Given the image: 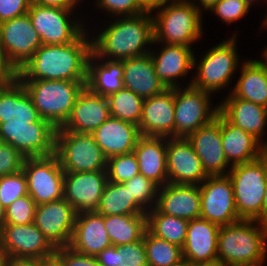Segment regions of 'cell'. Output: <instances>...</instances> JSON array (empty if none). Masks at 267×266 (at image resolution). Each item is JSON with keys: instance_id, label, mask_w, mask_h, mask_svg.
I'll list each match as a JSON object with an SVG mask.
<instances>
[{"instance_id": "obj_49", "label": "cell", "mask_w": 267, "mask_h": 266, "mask_svg": "<svg viewBox=\"0 0 267 266\" xmlns=\"http://www.w3.org/2000/svg\"><path fill=\"white\" fill-rule=\"evenodd\" d=\"M97 261L100 266H117L123 265L121 245H111L102 250L97 256Z\"/></svg>"}, {"instance_id": "obj_28", "label": "cell", "mask_w": 267, "mask_h": 266, "mask_svg": "<svg viewBox=\"0 0 267 266\" xmlns=\"http://www.w3.org/2000/svg\"><path fill=\"white\" fill-rule=\"evenodd\" d=\"M92 135L107 158L132 153L141 136L137 125L112 116Z\"/></svg>"}, {"instance_id": "obj_64", "label": "cell", "mask_w": 267, "mask_h": 266, "mask_svg": "<svg viewBox=\"0 0 267 266\" xmlns=\"http://www.w3.org/2000/svg\"><path fill=\"white\" fill-rule=\"evenodd\" d=\"M176 266H190V264L187 263L186 261H183V262H181L180 264H178Z\"/></svg>"}, {"instance_id": "obj_30", "label": "cell", "mask_w": 267, "mask_h": 266, "mask_svg": "<svg viewBox=\"0 0 267 266\" xmlns=\"http://www.w3.org/2000/svg\"><path fill=\"white\" fill-rule=\"evenodd\" d=\"M167 138L141 135L133 150L139 172L160 187L168 183Z\"/></svg>"}, {"instance_id": "obj_59", "label": "cell", "mask_w": 267, "mask_h": 266, "mask_svg": "<svg viewBox=\"0 0 267 266\" xmlns=\"http://www.w3.org/2000/svg\"><path fill=\"white\" fill-rule=\"evenodd\" d=\"M149 9L159 4V0H141Z\"/></svg>"}, {"instance_id": "obj_13", "label": "cell", "mask_w": 267, "mask_h": 266, "mask_svg": "<svg viewBox=\"0 0 267 266\" xmlns=\"http://www.w3.org/2000/svg\"><path fill=\"white\" fill-rule=\"evenodd\" d=\"M200 218L218 226L240 221L236 210L232 181L228 175L208 176L200 185Z\"/></svg>"}, {"instance_id": "obj_3", "label": "cell", "mask_w": 267, "mask_h": 266, "mask_svg": "<svg viewBox=\"0 0 267 266\" xmlns=\"http://www.w3.org/2000/svg\"><path fill=\"white\" fill-rule=\"evenodd\" d=\"M153 16V44L191 47L203 34L202 13L188 0H167L150 8Z\"/></svg>"}, {"instance_id": "obj_11", "label": "cell", "mask_w": 267, "mask_h": 266, "mask_svg": "<svg viewBox=\"0 0 267 266\" xmlns=\"http://www.w3.org/2000/svg\"><path fill=\"white\" fill-rule=\"evenodd\" d=\"M22 170L28 194L37 205L64 198V171L55 154L25 158Z\"/></svg>"}, {"instance_id": "obj_14", "label": "cell", "mask_w": 267, "mask_h": 266, "mask_svg": "<svg viewBox=\"0 0 267 266\" xmlns=\"http://www.w3.org/2000/svg\"><path fill=\"white\" fill-rule=\"evenodd\" d=\"M0 44L17 72L42 45L28 14L0 23Z\"/></svg>"}, {"instance_id": "obj_66", "label": "cell", "mask_w": 267, "mask_h": 266, "mask_svg": "<svg viewBox=\"0 0 267 266\" xmlns=\"http://www.w3.org/2000/svg\"><path fill=\"white\" fill-rule=\"evenodd\" d=\"M38 0H29L31 4L36 3Z\"/></svg>"}, {"instance_id": "obj_58", "label": "cell", "mask_w": 267, "mask_h": 266, "mask_svg": "<svg viewBox=\"0 0 267 266\" xmlns=\"http://www.w3.org/2000/svg\"><path fill=\"white\" fill-rule=\"evenodd\" d=\"M265 262H266L265 260H261V261L254 262V263L237 264V265H232V266H263Z\"/></svg>"}, {"instance_id": "obj_67", "label": "cell", "mask_w": 267, "mask_h": 266, "mask_svg": "<svg viewBox=\"0 0 267 266\" xmlns=\"http://www.w3.org/2000/svg\"><path fill=\"white\" fill-rule=\"evenodd\" d=\"M4 144V142L0 139V147Z\"/></svg>"}, {"instance_id": "obj_55", "label": "cell", "mask_w": 267, "mask_h": 266, "mask_svg": "<svg viewBox=\"0 0 267 266\" xmlns=\"http://www.w3.org/2000/svg\"><path fill=\"white\" fill-rule=\"evenodd\" d=\"M261 224H264L267 226V183L265 188V195L263 199V206L261 211Z\"/></svg>"}, {"instance_id": "obj_24", "label": "cell", "mask_w": 267, "mask_h": 266, "mask_svg": "<svg viewBox=\"0 0 267 266\" xmlns=\"http://www.w3.org/2000/svg\"><path fill=\"white\" fill-rule=\"evenodd\" d=\"M155 208L169 216L193 220L201 215L199 185L167 183L159 188Z\"/></svg>"}, {"instance_id": "obj_25", "label": "cell", "mask_w": 267, "mask_h": 266, "mask_svg": "<svg viewBox=\"0 0 267 266\" xmlns=\"http://www.w3.org/2000/svg\"><path fill=\"white\" fill-rule=\"evenodd\" d=\"M219 104V113L229 122L256 137L265 147L267 140H262L267 125V108L250 101L235 97L231 92Z\"/></svg>"}, {"instance_id": "obj_63", "label": "cell", "mask_w": 267, "mask_h": 266, "mask_svg": "<svg viewBox=\"0 0 267 266\" xmlns=\"http://www.w3.org/2000/svg\"><path fill=\"white\" fill-rule=\"evenodd\" d=\"M261 25H262L261 28H262V27H265V28L267 29V15H266V17L264 18V20H263V22H262Z\"/></svg>"}, {"instance_id": "obj_23", "label": "cell", "mask_w": 267, "mask_h": 266, "mask_svg": "<svg viewBox=\"0 0 267 266\" xmlns=\"http://www.w3.org/2000/svg\"><path fill=\"white\" fill-rule=\"evenodd\" d=\"M160 46L163 47L160 52L153 51L152 47L149 52L158 78L167 88L181 86L177 79L185 78L194 69L195 54L192 47L165 43Z\"/></svg>"}, {"instance_id": "obj_4", "label": "cell", "mask_w": 267, "mask_h": 266, "mask_svg": "<svg viewBox=\"0 0 267 266\" xmlns=\"http://www.w3.org/2000/svg\"><path fill=\"white\" fill-rule=\"evenodd\" d=\"M267 226L256 220L241 219L220 226L217 261L223 266L267 261Z\"/></svg>"}, {"instance_id": "obj_21", "label": "cell", "mask_w": 267, "mask_h": 266, "mask_svg": "<svg viewBox=\"0 0 267 266\" xmlns=\"http://www.w3.org/2000/svg\"><path fill=\"white\" fill-rule=\"evenodd\" d=\"M110 116L107 97L95 94L85 86L76 98L70 117L60 128L92 134Z\"/></svg>"}, {"instance_id": "obj_15", "label": "cell", "mask_w": 267, "mask_h": 266, "mask_svg": "<svg viewBox=\"0 0 267 266\" xmlns=\"http://www.w3.org/2000/svg\"><path fill=\"white\" fill-rule=\"evenodd\" d=\"M55 250L34 223L4 224L0 230V253L7 258L39 259Z\"/></svg>"}, {"instance_id": "obj_36", "label": "cell", "mask_w": 267, "mask_h": 266, "mask_svg": "<svg viewBox=\"0 0 267 266\" xmlns=\"http://www.w3.org/2000/svg\"><path fill=\"white\" fill-rule=\"evenodd\" d=\"M146 216L147 230L152 235L183 248L189 220L160 213L155 207Z\"/></svg>"}, {"instance_id": "obj_1", "label": "cell", "mask_w": 267, "mask_h": 266, "mask_svg": "<svg viewBox=\"0 0 267 266\" xmlns=\"http://www.w3.org/2000/svg\"><path fill=\"white\" fill-rule=\"evenodd\" d=\"M85 30L74 42L42 44L17 72L18 80L87 81V63L92 53V36Z\"/></svg>"}, {"instance_id": "obj_19", "label": "cell", "mask_w": 267, "mask_h": 266, "mask_svg": "<svg viewBox=\"0 0 267 266\" xmlns=\"http://www.w3.org/2000/svg\"><path fill=\"white\" fill-rule=\"evenodd\" d=\"M186 138L202 161L203 168L209 176L228 174L232 166H229L223 150L220 113L211 123L200 127Z\"/></svg>"}, {"instance_id": "obj_60", "label": "cell", "mask_w": 267, "mask_h": 266, "mask_svg": "<svg viewBox=\"0 0 267 266\" xmlns=\"http://www.w3.org/2000/svg\"><path fill=\"white\" fill-rule=\"evenodd\" d=\"M0 266H8V258L0 253Z\"/></svg>"}, {"instance_id": "obj_46", "label": "cell", "mask_w": 267, "mask_h": 266, "mask_svg": "<svg viewBox=\"0 0 267 266\" xmlns=\"http://www.w3.org/2000/svg\"><path fill=\"white\" fill-rule=\"evenodd\" d=\"M122 262L127 266H148L143 238L121 245Z\"/></svg>"}, {"instance_id": "obj_10", "label": "cell", "mask_w": 267, "mask_h": 266, "mask_svg": "<svg viewBox=\"0 0 267 266\" xmlns=\"http://www.w3.org/2000/svg\"><path fill=\"white\" fill-rule=\"evenodd\" d=\"M74 9L30 5L28 10L34 29L41 43L45 45H64L74 42L86 29L80 18L73 20ZM71 19V20H70Z\"/></svg>"}, {"instance_id": "obj_44", "label": "cell", "mask_w": 267, "mask_h": 266, "mask_svg": "<svg viewBox=\"0 0 267 266\" xmlns=\"http://www.w3.org/2000/svg\"><path fill=\"white\" fill-rule=\"evenodd\" d=\"M223 23L230 24L247 16L250 7L243 0H220L210 9Z\"/></svg>"}, {"instance_id": "obj_34", "label": "cell", "mask_w": 267, "mask_h": 266, "mask_svg": "<svg viewBox=\"0 0 267 266\" xmlns=\"http://www.w3.org/2000/svg\"><path fill=\"white\" fill-rule=\"evenodd\" d=\"M105 230L114 246L129 244L143 238L147 230L146 215L104 216Z\"/></svg>"}, {"instance_id": "obj_53", "label": "cell", "mask_w": 267, "mask_h": 266, "mask_svg": "<svg viewBox=\"0 0 267 266\" xmlns=\"http://www.w3.org/2000/svg\"><path fill=\"white\" fill-rule=\"evenodd\" d=\"M8 266H39V259L8 258Z\"/></svg>"}, {"instance_id": "obj_52", "label": "cell", "mask_w": 267, "mask_h": 266, "mask_svg": "<svg viewBox=\"0 0 267 266\" xmlns=\"http://www.w3.org/2000/svg\"><path fill=\"white\" fill-rule=\"evenodd\" d=\"M39 266H64L62 258L54 252L46 257L39 258Z\"/></svg>"}, {"instance_id": "obj_33", "label": "cell", "mask_w": 267, "mask_h": 266, "mask_svg": "<svg viewBox=\"0 0 267 266\" xmlns=\"http://www.w3.org/2000/svg\"><path fill=\"white\" fill-rule=\"evenodd\" d=\"M85 86L93 93L105 97L118 92L124 87L122 61L98 58L91 53L87 63Z\"/></svg>"}, {"instance_id": "obj_54", "label": "cell", "mask_w": 267, "mask_h": 266, "mask_svg": "<svg viewBox=\"0 0 267 266\" xmlns=\"http://www.w3.org/2000/svg\"><path fill=\"white\" fill-rule=\"evenodd\" d=\"M190 3H193L201 12L209 11V9L220 0H188ZM198 1V2H197ZM203 8V10H202Z\"/></svg>"}, {"instance_id": "obj_35", "label": "cell", "mask_w": 267, "mask_h": 266, "mask_svg": "<svg viewBox=\"0 0 267 266\" xmlns=\"http://www.w3.org/2000/svg\"><path fill=\"white\" fill-rule=\"evenodd\" d=\"M103 216L111 215H146V212L135 202L123 183L108 181L96 210Z\"/></svg>"}, {"instance_id": "obj_43", "label": "cell", "mask_w": 267, "mask_h": 266, "mask_svg": "<svg viewBox=\"0 0 267 266\" xmlns=\"http://www.w3.org/2000/svg\"><path fill=\"white\" fill-rule=\"evenodd\" d=\"M96 8L115 17L135 16L149 10L141 0H95Z\"/></svg>"}, {"instance_id": "obj_29", "label": "cell", "mask_w": 267, "mask_h": 266, "mask_svg": "<svg viewBox=\"0 0 267 266\" xmlns=\"http://www.w3.org/2000/svg\"><path fill=\"white\" fill-rule=\"evenodd\" d=\"M220 131L223 150L230 166L256 160L266 152V147L256 137L229 123L221 114Z\"/></svg>"}, {"instance_id": "obj_62", "label": "cell", "mask_w": 267, "mask_h": 266, "mask_svg": "<svg viewBox=\"0 0 267 266\" xmlns=\"http://www.w3.org/2000/svg\"><path fill=\"white\" fill-rule=\"evenodd\" d=\"M249 7L250 9L253 7L252 5L255 4L257 1L256 0H243ZM255 1V3H253ZM267 2V0H266Z\"/></svg>"}, {"instance_id": "obj_65", "label": "cell", "mask_w": 267, "mask_h": 266, "mask_svg": "<svg viewBox=\"0 0 267 266\" xmlns=\"http://www.w3.org/2000/svg\"><path fill=\"white\" fill-rule=\"evenodd\" d=\"M76 6L79 4L82 0H71Z\"/></svg>"}, {"instance_id": "obj_7", "label": "cell", "mask_w": 267, "mask_h": 266, "mask_svg": "<svg viewBox=\"0 0 267 266\" xmlns=\"http://www.w3.org/2000/svg\"><path fill=\"white\" fill-rule=\"evenodd\" d=\"M223 40L216 46H212L207 53L197 61L194 56L193 68L197 71L188 83L195 88L211 94L225 89L234 77V72L240 68L239 53H237V33ZM216 92V93H215Z\"/></svg>"}, {"instance_id": "obj_12", "label": "cell", "mask_w": 267, "mask_h": 266, "mask_svg": "<svg viewBox=\"0 0 267 266\" xmlns=\"http://www.w3.org/2000/svg\"><path fill=\"white\" fill-rule=\"evenodd\" d=\"M56 128L45 119L31 124H0V139L26 158L55 154Z\"/></svg>"}, {"instance_id": "obj_9", "label": "cell", "mask_w": 267, "mask_h": 266, "mask_svg": "<svg viewBox=\"0 0 267 266\" xmlns=\"http://www.w3.org/2000/svg\"><path fill=\"white\" fill-rule=\"evenodd\" d=\"M184 87H174L175 137L186 138L211 123L219 113V105L212 107L211 93L192 85Z\"/></svg>"}, {"instance_id": "obj_26", "label": "cell", "mask_w": 267, "mask_h": 266, "mask_svg": "<svg viewBox=\"0 0 267 266\" xmlns=\"http://www.w3.org/2000/svg\"><path fill=\"white\" fill-rule=\"evenodd\" d=\"M105 230L104 216L97 212H84L76 215L69 247L76 252L97 256L111 246Z\"/></svg>"}, {"instance_id": "obj_8", "label": "cell", "mask_w": 267, "mask_h": 266, "mask_svg": "<svg viewBox=\"0 0 267 266\" xmlns=\"http://www.w3.org/2000/svg\"><path fill=\"white\" fill-rule=\"evenodd\" d=\"M55 155L64 172L107 171L108 158L92 134L56 128Z\"/></svg>"}, {"instance_id": "obj_51", "label": "cell", "mask_w": 267, "mask_h": 266, "mask_svg": "<svg viewBox=\"0 0 267 266\" xmlns=\"http://www.w3.org/2000/svg\"><path fill=\"white\" fill-rule=\"evenodd\" d=\"M36 3L42 6L59 7L75 10L77 7L71 0H38Z\"/></svg>"}, {"instance_id": "obj_48", "label": "cell", "mask_w": 267, "mask_h": 266, "mask_svg": "<svg viewBox=\"0 0 267 266\" xmlns=\"http://www.w3.org/2000/svg\"><path fill=\"white\" fill-rule=\"evenodd\" d=\"M30 5L29 0H0V23L26 15Z\"/></svg>"}, {"instance_id": "obj_31", "label": "cell", "mask_w": 267, "mask_h": 266, "mask_svg": "<svg viewBox=\"0 0 267 266\" xmlns=\"http://www.w3.org/2000/svg\"><path fill=\"white\" fill-rule=\"evenodd\" d=\"M123 86L143 99L162 93L167 87L155 72L150 53L122 60Z\"/></svg>"}, {"instance_id": "obj_37", "label": "cell", "mask_w": 267, "mask_h": 266, "mask_svg": "<svg viewBox=\"0 0 267 266\" xmlns=\"http://www.w3.org/2000/svg\"><path fill=\"white\" fill-rule=\"evenodd\" d=\"M148 266H176L183 262L182 248L152 235L143 236Z\"/></svg>"}, {"instance_id": "obj_61", "label": "cell", "mask_w": 267, "mask_h": 266, "mask_svg": "<svg viewBox=\"0 0 267 266\" xmlns=\"http://www.w3.org/2000/svg\"><path fill=\"white\" fill-rule=\"evenodd\" d=\"M262 55V60L266 63L267 65V46L265 47V49L263 50V54Z\"/></svg>"}, {"instance_id": "obj_27", "label": "cell", "mask_w": 267, "mask_h": 266, "mask_svg": "<svg viewBox=\"0 0 267 266\" xmlns=\"http://www.w3.org/2000/svg\"><path fill=\"white\" fill-rule=\"evenodd\" d=\"M40 119L31 97L17 78L0 83V124H31Z\"/></svg>"}, {"instance_id": "obj_47", "label": "cell", "mask_w": 267, "mask_h": 266, "mask_svg": "<svg viewBox=\"0 0 267 266\" xmlns=\"http://www.w3.org/2000/svg\"><path fill=\"white\" fill-rule=\"evenodd\" d=\"M55 252L62 258L64 266H100L96 256L81 254L69 246L58 247Z\"/></svg>"}, {"instance_id": "obj_39", "label": "cell", "mask_w": 267, "mask_h": 266, "mask_svg": "<svg viewBox=\"0 0 267 266\" xmlns=\"http://www.w3.org/2000/svg\"><path fill=\"white\" fill-rule=\"evenodd\" d=\"M123 184L129 190L131 197L146 213L156 206L160 188L158 184L140 173Z\"/></svg>"}, {"instance_id": "obj_20", "label": "cell", "mask_w": 267, "mask_h": 266, "mask_svg": "<svg viewBox=\"0 0 267 266\" xmlns=\"http://www.w3.org/2000/svg\"><path fill=\"white\" fill-rule=\"evenodd\" d=\"M138 128L140 135L175 137L174 87L144 99Z\"/></svg>"}, {"instance_id": "obj_2", "label": "cell", "mask_w": 267, "mask_h": 266, "mask_svg": "<svg viewBox=\"0 0 267 266\" xmlns=\"http://www.w3.org/2000/svg\"><path fill=\"white\" fill-rule=\"evenodd\" d=\"M115 19L109 26H103L97 36L91 37L92 53L98 58L116 61L148 54L154 41L150 9L139 15Z\"/></svg>"}, {"instance_id": "obj_38", "label": "cell", "mask_w": 267, "mask_h": 266, "mask_svg": "<svg viewBox=\"0 0 267 266\" xmlns=\"http://www.w3.org/2000/svg\"><path fill=\"white\" fill-rule=\"evenodd\" d=\"M112 117L139 125L144 99L133 91L122 88L107 96Z\"/></svg>"}, {"instance_id": "obj_50", "label": "cell", "mask_w": 267, "mask_h": 266, "mask_svg": "<svg viewBox=\"0 0 267 266\" xmlns=\"http://www.w3.org/2000/svg\"><path fill=\"white\" fill-rule=\"evenodd\" d=\"M17 78V71L7 61L0 44V83H7Z\"/></svg>"}, {"instance_id": "obj_16", "label": "cell", "mask_w": 267, "mask_h": 266, "mask_svg": "<svg viewBox=\"0 0 267 266\" xmlns=\"http://www.w3.org/2000/svg\"><path fill=\"white\" fill-rule=\"evenodd\" d=\"M166 157L168 183L200 185L209 176L187 138H167Z\"/></svg>"}, {"instance_id": "obj_22", "label": "cell", "mask_w": 267, "mask_h": 266, "mask_svg": "<svg viewBox=\"0 0 267 266\" xmlns=\"http://www.w3.org/2000/svg\"><path fill=\"white\" fill-rule=\"evenodd\" d=\"M220 226L208 220H189L182 248L183 261L190 265L217 261L218 232Z\"/></svg>"}, {"instance_id": "obj_18", "label": "cell", "mask_w": 267, "mask_h": 266, "mask_svg": "<svg viewBox=\"0 0 267 266\" xmlns=\"http://www.w3.org/2000/svg\"><path fill=\"white\" fill-rule=\"evenodd\" d=\"M76 215L63 198L37 205L34 224L55 248L64 247L71 240Z\"/></svg>"}, {"instance_id": "obj_40", "label": "cell", "mask_w": 267, "mask_h": 266, "mask_svg": "<svg viewBox=\"0 0 267 266\" xmlns=\"http://www.w3.org/2000/svg\"><path fill=\"white\" fill-rule=\"evenodd\" d=\"M139 173L138 161L134 152L108 158L107 177L110 182L124 183Z\"/></svg>"}, {"instance_id": "obj_17", "label": "cell", "mask_w": 267, "mask_h": 266, "mask_svg": "<svg viewBox=\"0 0 267 266\" xmlns=\"http://www.w3.org/2000/svg\"><path fill=\"white\" fill-rule=\"evenodd\" d=\"M107 182V171L64 172V199L76 214L96 212Z\"/></svg>"}, {"instance_id": "obj_41", "label": "cell", "mask_w": 267, "mask_h": 266, "mask_svg": "<svg viewBox=\"0 0 267 266\" xmlns=\"http://www.w3.org/2000/svg\"><path fill=\"white\" fill-rule=\"evenodd\" d=\"M25 195H28V188L23 170L0 177V203L5 209Z\"/></svg>"}, {"instance_id": "obj_57", "label": "cell", "mask_w": 267, "mask_h": 266, "mask_svg": "<svg viewBox=\"0 0 267 266\" xmlns=\"http://www.w3.org/2000/svg\"><path fill=\"white\" fill-rule=\"evenodd\" d=\"M190 266H223V265L218 261H214L211 263H196V264H192Z\"/></svg>"}, {"instance_id": "obj_45", "label": "cell", "mask_w": 267, "mask_h": 266, "mask_svg": "<svg viewBox=\"0 0 267 266\" xmlns=\"http://www.w3.org/2000/svg\"><path fill=\"white\" fill-rule=\"evenodd\" d=\"M25 158L13 146L4 143L0 147V177L21 171Z\"/></svg>"}, {"instance_id": "obj_5", "label": "cell", "mask_w": 267, "mask_h": 266, "mask_svg": "<svg viewBox=\"0 0 267 266\" xmlns=\"http://www.w3.org/2000/svg\"><path fill=\"white\" fill-rule=\"evenodd\" d=\"M42 119L55 128L62 127L71 115L78 94L86 82L69 80H19Z\"/></svg>"}, {"instance_id": "obj_6", "label": "cell", "mask_w": 267, "mask_h": 266, "mask_svg": "<svg viewBox=\"0 0 267 266\" xmlns=\"http://www.w3.org/2000/svg\"><path fill=\"white\" fill-rule=\"evenodd\" d=\"M227 175L232 181L239 218L261 223L267 183V154L250 162L233 165Z\"/></svg>"}, {"instance_id": "obj_42", "label": "cell", "mask_w": 267, "mask_h": 266, "mask_svg": "<svg viewBox=\"0 0 267 266\" xmlns=\"http://www.w3.org/2000/svg\"><path fill=\"white\" fill-rule=\"evenodd\" d=\"M37 204L25 195L18 198L5 211V224L26 225L34 223Z\"/></svg>"}, {"instance_id": "obj_32", "label": "cell", "mask_w": 267, "mask_h": 266, "mask_svg": "<svg viewBox=\"0 0 267 266\" xmlns=\"http://www.w3.org/2000/svg\"><path fill=\"white\" fill-rule=\"evenodd\" d=\"M241 74L234 87L229 89L235 97L267 108V65L263 60H244Z\"/></svg>"}, {"instance_id": "obj_56", "label": "cell", "mask_w": 267, "mask_h": 266, "mask_svg": "<svg viewBox=\"0 0 267 266\" xmlns=\"http://www.w3.org/2000/svg\"><path fill=\"white\" fill-rule=\"evenodd\" d=\"M5 211H6V209L0 203V230L2 229L3 225L5 224Z\"/></svg>"}]
</instances>
